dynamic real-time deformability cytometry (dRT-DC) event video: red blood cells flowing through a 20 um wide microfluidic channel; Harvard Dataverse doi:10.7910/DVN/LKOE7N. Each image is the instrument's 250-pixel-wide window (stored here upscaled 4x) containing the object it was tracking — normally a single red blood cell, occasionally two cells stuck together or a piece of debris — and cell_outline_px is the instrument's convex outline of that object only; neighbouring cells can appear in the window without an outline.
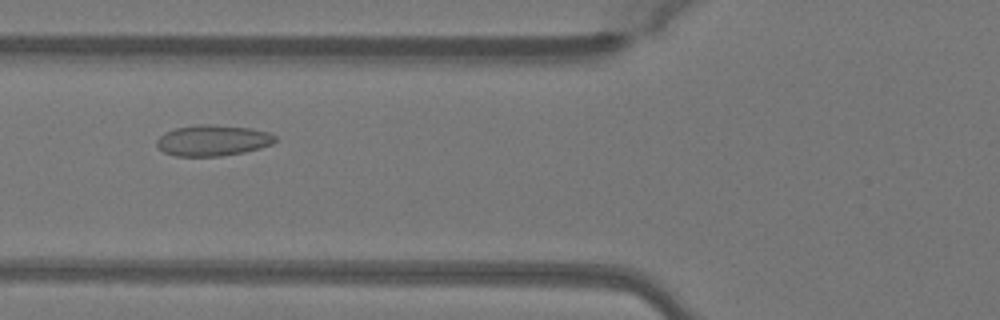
{"species": "Egyptian fruit bat (a non-hibernating species)", "species_latin": "Rousettus aegyptiacus", "temperature_condition": "warm", "stored_images_in_passage": 41, "camera_frame_rate_fps": 3000, "um_per_image_px": 0.085, "animal": {"sex": "female"}, "frame": {"image": 1, "passage_image": 19, "time_ms": 6.0, "image_size_px": [1000, 320], "cell_outline_px": [[276, 140], [272, 144], [260, 148], [244, 152], [220, 156], [176, 156], [164, 152], [156, 144], [156, 140], [164, 132], [176, 128], [200, 124], [208, 124], [252, 128], [268, 132], [276, 136]], "centroid_in_image_um": [18.09, 11.93], "position_along_channel_um": 107.7, "area_um2": 21.33}}
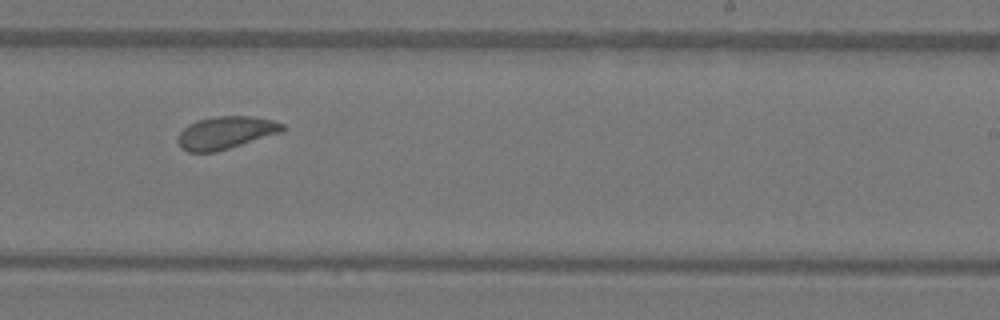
{"frame": {"image": 2, "passage_image": 31, "time_ms": 10.0, "image_size_px": [1000, 320], "cell_outline_px": [[288, 128], [280, 132], [216, 152], [188, 152], [180, 148], [176, 140], [180, 132], [188, 124], [196, 120], [212, 116], [252, 116], [272, 120], [284, 124]], "centroid_in_image_um": [19.15, 11.27], "position_along_channel_um": 269.9, "area_um2": 19.94}}
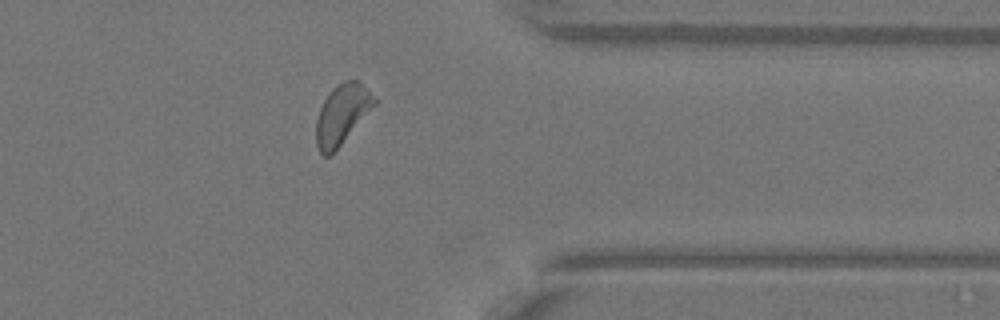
{"frame": {"image": 3, "passage_image": 40, "time_ms": 13.0, "image_size_px": [1000, 320], "cell_outline_px": [[376, 104], [340, 144], [328, 156], [324, 156], [320, 152], [316, 144], [316, 120], [320, 108], [324, 100], [332, 88], [336, 84], [344, 80], [360, 80], [376, 96]], "centroid_in_image_um": [29.08, 9.65], "position_along_channel_um": 382.3, "area_um2": 20.11}, "authors_computed_cell_mechanics": {"area_um2": 20.6924, "velocity_mm_per_s": 4.0524, "shape_relaxation_time_tau1_ms": null, "shape_relaxation_time_tau2_ms": 2.357, "deformation_change_tau1": null, "deformation_change_tau2": 0.0793}}